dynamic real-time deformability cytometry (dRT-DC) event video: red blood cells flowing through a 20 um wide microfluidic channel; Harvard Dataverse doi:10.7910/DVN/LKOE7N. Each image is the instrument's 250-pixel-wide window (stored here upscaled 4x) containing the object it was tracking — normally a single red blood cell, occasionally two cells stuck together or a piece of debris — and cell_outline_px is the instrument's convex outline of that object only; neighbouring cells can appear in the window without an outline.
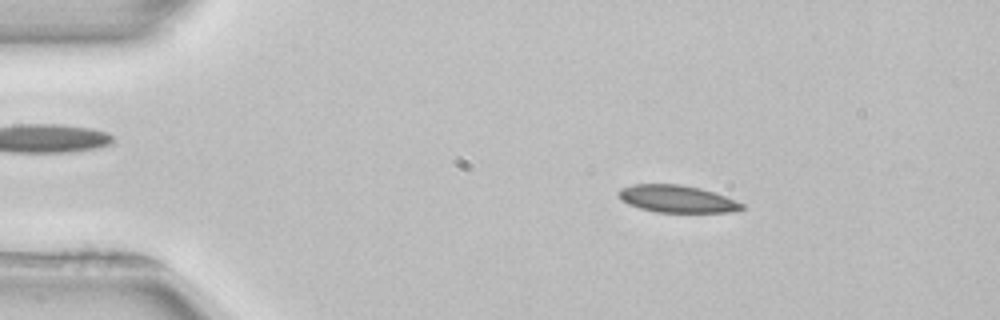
{"species": "common noctule bat (a hibernating species)", "species_latin": "Nyctalus noctula", "temperature_condition": "room temperature", "stored_images_in_passage": 51, "camera_frame_rate_fps": 3000, "um_per_image_px": 0.085, "animal": {"sex": "female", "body_mass_g": 22.7, "forearm_length_mm": 54.2}, "frame": {"image": 1, "passage_image": 8, "time_ms": 2.333, "image_size_px": [1000, 320], "cell_outline_px": [[744, 208], [728, 212], [656, 212], [640, 208], [628, 204], [620, 200], [616, 192], [620, 188], [632, 184], [680, 184], [700, 188], [724, 196], [744, 204]], "centroid_in_image_um": [57.46, 16.9], "position_along_channel_um": 27.5, "area_um2": 19.54}}
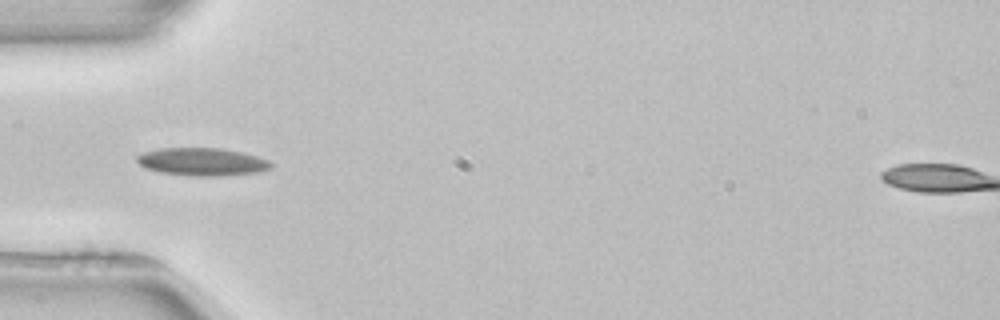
{"frame": {"image": 2, "passage_image": 16, "time_ms": 5.0, "image_size_px": [1000, 320], "cell_outline_px": [[272, 168], [256, 172], [224, 176], [196, 176], [160, 172], [144, 168], [136, 160], [136, 156], [144, 152], [160, 148], [220, 148], [244, 152], [268, 160], [272, 164]], "centroid_in_image_um": [17.18, 13.75], "position_along_channel_um": 67.8, "area_um2": 21.73}}
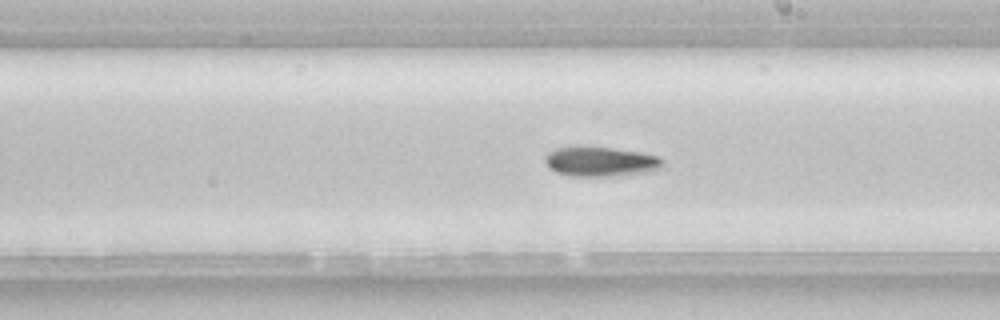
{"frame": {"image": 3, "passage_image": 29, "time_ms": 9.333, "image_size_px": [1000, 320], "cell_outline_px": [[664, 168], [652, 172], [612, 176], [568, 176], [556, 172], [548, 168], [544, 160], [544, 156], [548, 152], [556, 148], [612, 148], [640, 152], [660, 156], [664, 160]], "centroid_in_image_um": [51.11, 13.77], "position_along_channel_um": 237.9, "area_um2": 20.46}, "authors_computed_cell_mechanics": {"area_um2": 19.5364, "velocity_mm_per_s": 3.9324, "shape_relaxation_time_tau1_ms": 6.2722, "shape_relaxation_time_tau2_ms": null, "deformation_change_tau1": 0.0951, "deformation_change_tau2": null}}